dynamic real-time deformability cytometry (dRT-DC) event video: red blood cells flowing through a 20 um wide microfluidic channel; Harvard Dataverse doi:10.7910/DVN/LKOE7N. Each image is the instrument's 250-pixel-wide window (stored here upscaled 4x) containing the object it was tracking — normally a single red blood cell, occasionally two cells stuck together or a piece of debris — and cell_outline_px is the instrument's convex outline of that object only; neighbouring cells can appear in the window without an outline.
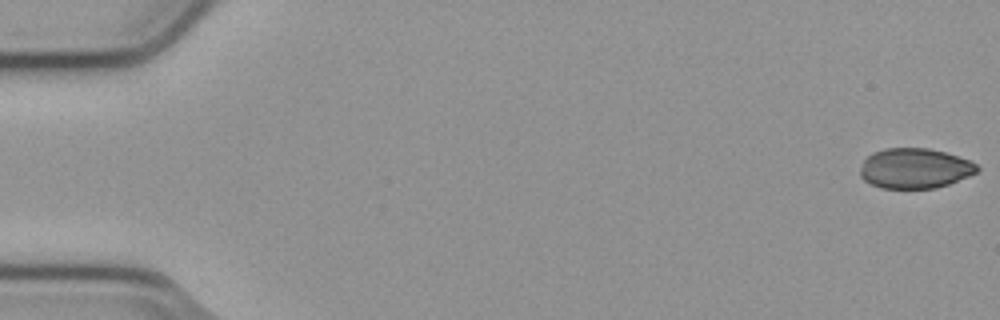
{"species": "common noctule bat (a hibernating species)", "species_latin": "Nyctalus noctula", "temperature_condition": "cold", "stored_images_in_passage": 18, "camera_frame_rate_fps": 3000, "um_per_image_px": 0.085, "animal": {"sex": "male", "body_mass_g": 23.1, "forearm_length_mm": 52.7}, "frame": {"image": 1, "passage_image": 1, "time_ms": 0.0, "image_size_px": [1000, 320], "cell_outline_px": [[980, 168], [976, 172], [968, 176], [948, 184], [936, 188], [880, 188], [864, 180], [860, 176], [860, 168], [864, 160], [872, 152], [884, 148], [928, 148], [944, 152], [968, 160], [976, 164]], "centroid_in_image_um": [77.72, 14.31], "position_along_channel_um": 7.3, "area_um2": 27.22}}